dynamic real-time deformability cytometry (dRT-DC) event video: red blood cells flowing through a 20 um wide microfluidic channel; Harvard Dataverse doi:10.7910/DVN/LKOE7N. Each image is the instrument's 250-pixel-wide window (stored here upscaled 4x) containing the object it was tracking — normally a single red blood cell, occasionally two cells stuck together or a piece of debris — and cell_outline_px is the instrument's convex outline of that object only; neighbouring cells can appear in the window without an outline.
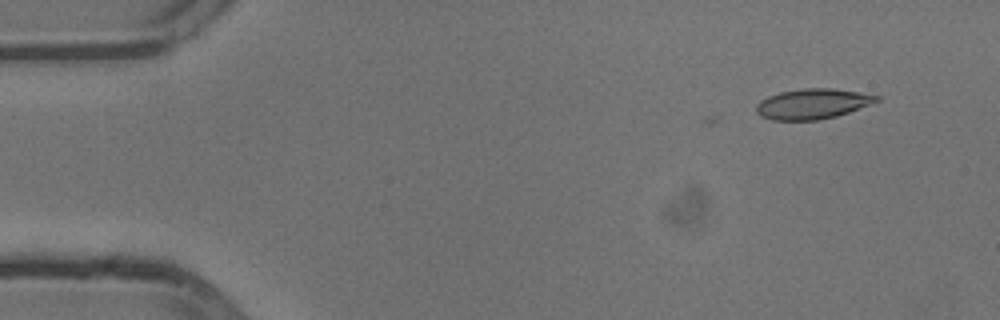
{"species": "common noctule bat (a hibernating species)", "species_latin": "Nyctalus noctula", "temperature_condition": "cold", "stored_images_in_passage": 4, "camera_frame_rate_fps": 3000, "um_per_image_px": 0.085, "animal": {"sex": "male", "body_mass_g": 13.3}, "frame": {"image": 1, "passage_image": 1, "time_ms": 0.0, "image_size_px": [1000, 320], "cell_outline_px": [[880, 100], [872, 104], [836, 116], [816, 120], [772, 120], [760, 116], [756, 112], [756, 104], [760, 100], [768, 96], [780, 92], [804, 88], [832, 88], [880, 96]], "centroid_in_image_um": [69.04, 8.83], "position_along_channel_um": 16.0, "area_um2": 21.15}}